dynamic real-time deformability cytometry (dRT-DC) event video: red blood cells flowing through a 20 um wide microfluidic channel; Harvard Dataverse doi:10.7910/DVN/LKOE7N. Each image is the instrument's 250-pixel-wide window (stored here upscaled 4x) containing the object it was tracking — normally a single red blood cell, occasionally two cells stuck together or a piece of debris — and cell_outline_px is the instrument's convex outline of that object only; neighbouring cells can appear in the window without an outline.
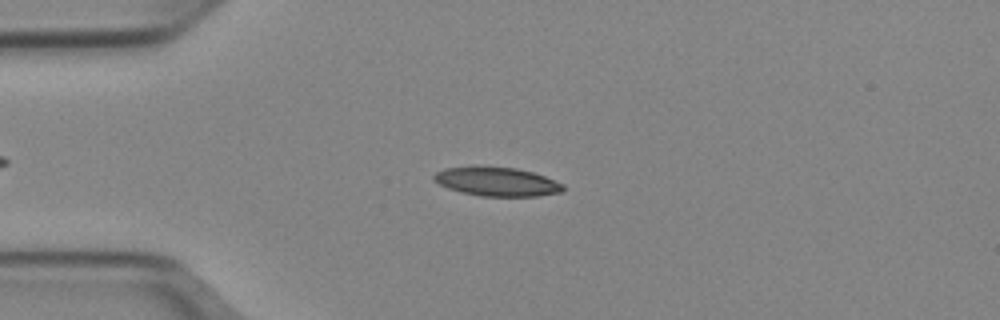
{"species": "Egyptian fruit bat (a non-hibernating species)", "species_latin": "Rousettus aegyptiacus", "temperature_condition": "cold", "stored_images_in_passage": 46, "camera_frame_rate_fps": 3000, "um_per_image_px": 0.085, "animal": {"sex": "female"}, "frame": {"image": 1, "passage_image": 12, "time_ms": 3.667, "image_size_px": [1000, 320], "cell_outline_px": [[564, 192], [540, 196], [480, 196], [460, 192], [448, 188], [432, 180], [432, 176], [436, 172], [444, 168], [472, 164], [476, 164], [516, 168], [532, 172], [544, 176], [564, 184]], "centroid_in_image_um": [42.19, 15.41], "position_along_channel_um": 42.8, "area_um2": 22.48}}
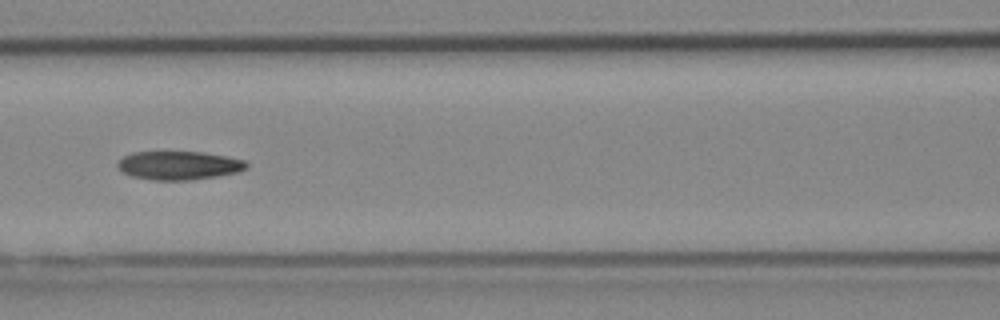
{"frame": {"image": 2, "passage_image": 22, "time_ms": 7.0, "image_size_px": [1000, 320], "cell_outline_px": [[248, 168], [240, 172], [192, 180], [152, 180], [132, 176], [116, 168], [116, 164], [124, 156], [132, 152], [200, 152], [228, 156], [244, 160], [248, 164]], "centroid_in_image_um": [15.22, 14.06], "position_along_channel_um": 151.4, "area_um2": 21.56}}
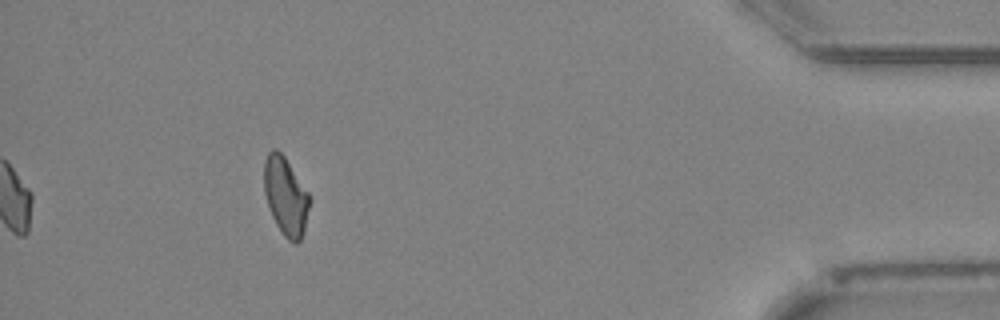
{"frame": {"image": 3, "passage_image": 46, "time_ms": 15.0, "image_size_px": [1000, 320], "cell_outline_px": [[312, 200], [304, 232], [300, 240], [296, 244], [292, 244], [284, 236], [276, 224], [272, 216], [264, 192], [264, 160], [268, 152], [272, 148], [276, 148], [284, 156], [308, 192]], "centroid_in_image_um": [24.3, 16.69], "position_along_channel_um": 410.9, "area_um2": 20.92}, "authors_computed_cell_mechanics": {"area_um2": 21.6172, "velocity_mm_per_s": 3.9501, "shape_relaxation_time_tau1_ms": null, "shape_relaxation_time_tau2_ms": 10.9223, "deformation_change_tau1": null, "deformation_change_tau2": 0.2009}}